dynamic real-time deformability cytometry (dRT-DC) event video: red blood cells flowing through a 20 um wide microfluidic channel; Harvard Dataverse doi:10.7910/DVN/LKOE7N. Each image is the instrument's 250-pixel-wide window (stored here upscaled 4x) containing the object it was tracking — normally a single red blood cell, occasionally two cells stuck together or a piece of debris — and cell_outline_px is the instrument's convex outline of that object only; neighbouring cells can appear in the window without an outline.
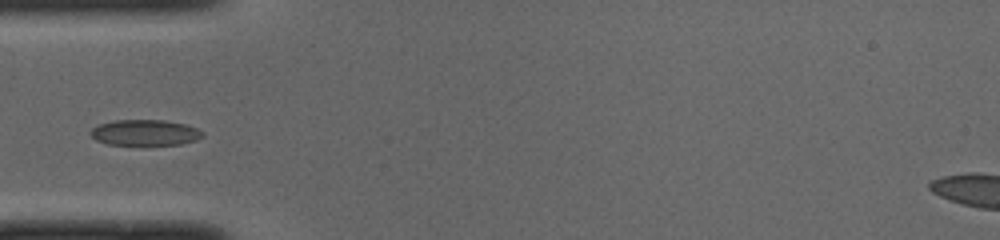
{"species": "common noctule bat (a hibernating species)", "species_latin": "Nyctalus noctula", "temperature_condition": "cold", "stored_images_in_passage": 35, "camera_frame_rate_fps": 3000, "um_per_image_px": 0.085, "animal": {"sex": "male", "body_mass_g": 19.0, "forearm_length_mm": 50.8}, "frame": {"image": 1, "passage_image": 1, "time_ms": 0.0, "image_size_px": [1000, 240], "cell_outline_px": [[204, 136], [196, 140], [180, 144], [108, 144], [96, 140], [88, 132], [92, 128], [100, 124], [116, 120], [164, 120], [184, 124], [196, 128], [204, 132]], "centroid_in_image_um": [12.33, 11.26], "position_along_channel_um": 72.7, "area_um2": 16.65}}
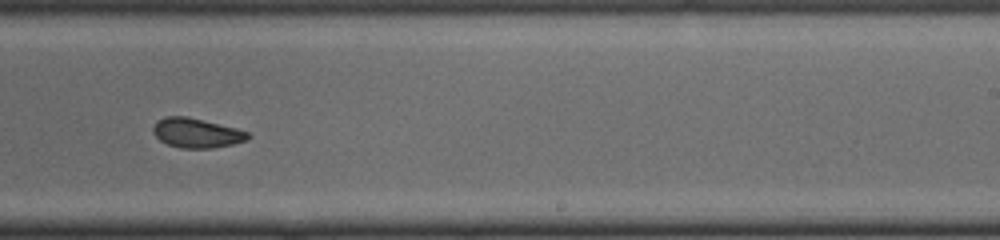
{"frame": {"image": 2, "passage_image": 16, "time_ms": 5.0, "image_size_px": [1000, 240], "cell_outline_px": [[252, 136], [248, 140], [232, 144], [212, 148], [180, 148], [168, 144], [160, 140], [152, 132], [152, 128], [156, 120], [164, 116], [188, 116], [236, 128], [248, 132]], "centroid_in_image_um": [16.69, 11.29], "position_along_channel_um": 272.3, "area_um2": 16.47}}
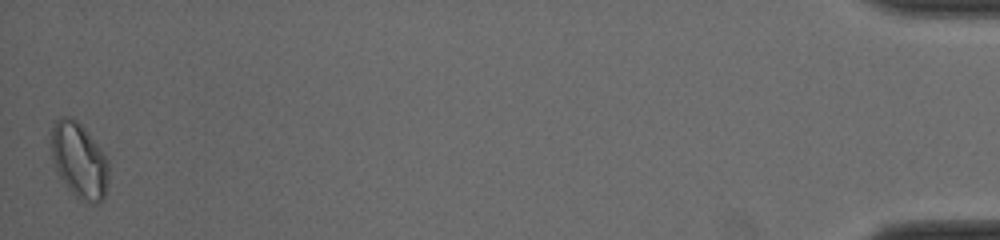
{"frame": {"image": 3, "passage_image": 35, "time_ms": 11.333, "image_size_px": [1000, 240], "cell_outline_px": [[108, 184], [104, 200], [100, 204], [88, 204], [80, 200], [68, 188], [56, 172], [52, 160], [52, 124], [60, 116], [68, 116], [76, 120], [88, 132], [104, 152], [108, 160]], "centroid_in_image_um": [6.75, 13.67], "position_along_channel_um": 428.4, "area_um2": 25.66}}